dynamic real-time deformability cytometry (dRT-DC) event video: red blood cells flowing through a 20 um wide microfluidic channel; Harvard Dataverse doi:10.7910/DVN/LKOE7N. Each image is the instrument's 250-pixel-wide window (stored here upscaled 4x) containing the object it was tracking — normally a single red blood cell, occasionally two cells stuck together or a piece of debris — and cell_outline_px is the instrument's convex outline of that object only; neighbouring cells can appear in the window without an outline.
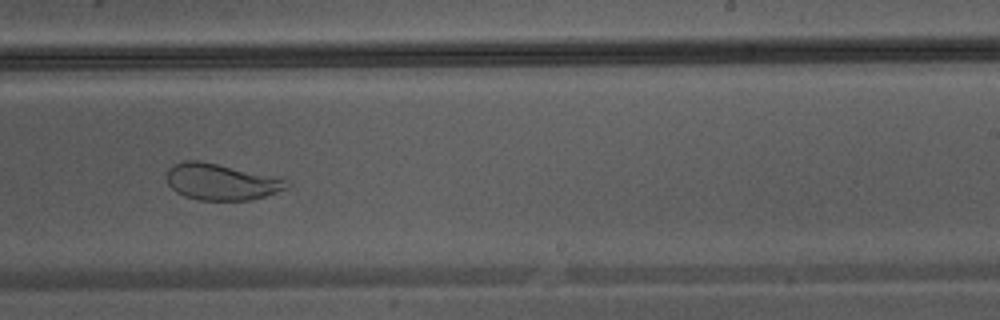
{"species": "Egyptian fruit bat (a non-hibernating species)", "species_latin": "Rousettus aegyptiacus", "temperature_condition": "warm", "stored_images_in_passage": 46, "camera_frame_rate_fps": 3000, "um_per_image_px": 0.085, "animal": {"sex": "male"}, "frame": {"image": 1, "passage_image": 29, "time_ms": 9.333, "image_size_px": [1000, 320], "cell_outline_px": [[292, 184], [276, 192], [252, 200], [200, 200], [184, 196], [176, 192], [168, 184], [164, 176], [168, 168], [172, 164], [184, 160], [196, 160], [284, 176], [292, 180]], "centroid_in_image_um": [18.85, 15.43], "position_along_channel_um": 270.1, "area_um2": 26.24}}
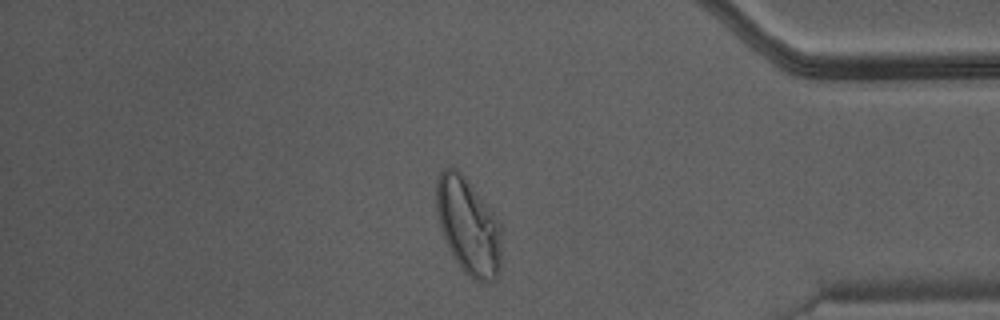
{"frame": {"image": 2, "passage_image": 39, "time_ms": 12.667, "image_size_px": [1000, 320], "cell_outline_px": [[500, 268], [496, 276], [492, 280], [484, 284], [476, 280], [464, 272], [460, 268], [444, 236], [436, 212], [436, 180], [440, 168], [456, 168], [464, 176], [492, 212], [500, 224]], "centroid_in_image_um": [39.78, 19.21], "position_along_channel_um": 395.4, "area_um2": 36.07}}
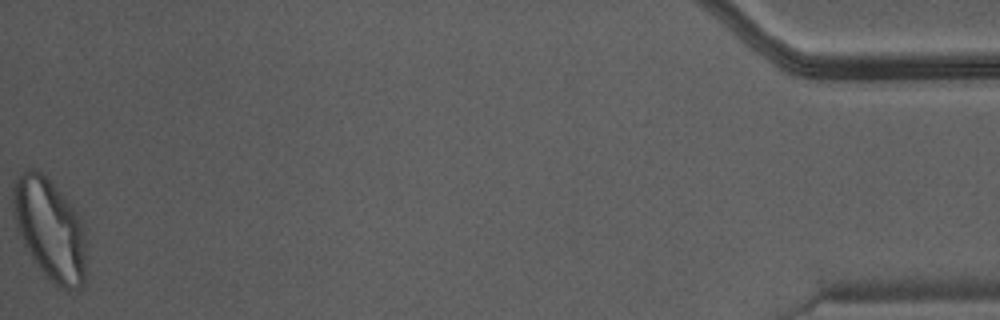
{"frame": {"image": 3, "passage_image": 46, "time_ms": 15.0, "image_size_px": [1000, 320], "cell_outline_px": [[84, 284], [80, 288], [60, 288], [48, 280], [32, 260], [20, 232], [16, 220], [12, 200], [12, 188], [16, 180], [24, 172], [32, 168], [40, 172], [60, 192], [72, 208], [80, 220], [84, 232]], "centroid_in_image_um": [4.22, 19.53], "position_along_channel_um": 431.0, "area_um2": 41.96}}